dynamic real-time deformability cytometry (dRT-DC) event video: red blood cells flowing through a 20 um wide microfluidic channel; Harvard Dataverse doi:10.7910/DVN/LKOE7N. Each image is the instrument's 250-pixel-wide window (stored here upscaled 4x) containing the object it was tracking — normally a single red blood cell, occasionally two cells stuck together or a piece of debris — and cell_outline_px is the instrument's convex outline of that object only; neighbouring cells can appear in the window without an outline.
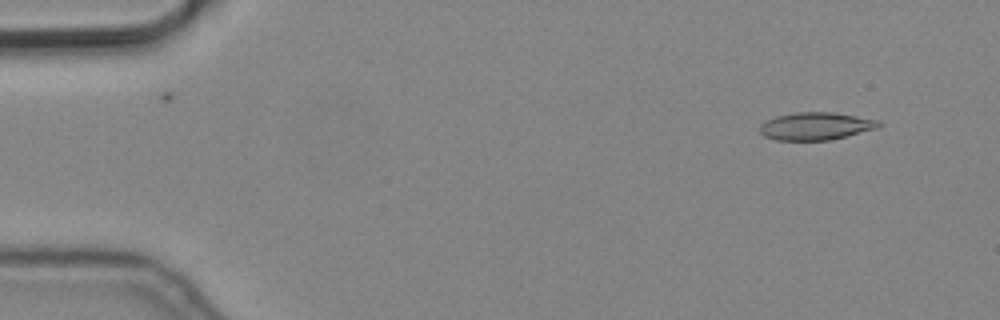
{"species": "common noctule bat (a hibernating species)", "species_latin": "Nyctalus noctula", "temperature_condition": "cold", "stored_images_in_passage": 5, "camera_frame_rate_fps": 3000, "um_per_image_px": 0.085, "animal": {"sex": "male", "body_mass_g": 19.2, "forearm_length_mm": 51.8}, "frame": {"image": 1, "passage_image": 2, "time_ms": 0.333, "image_size_px": [1000, 320], "cell_outline_px": [[880, 124], [876, 128], [828, 140], [776, 140], [764, 136], [760, 132], [760, 124], [764, 120], [776, 116], [792, 112], [832, 112], [880, 120]], "centroid_in_image_um": [69.27, 10.71], "position_along_channel_um": 15.7, "area_um2": 19.02}}
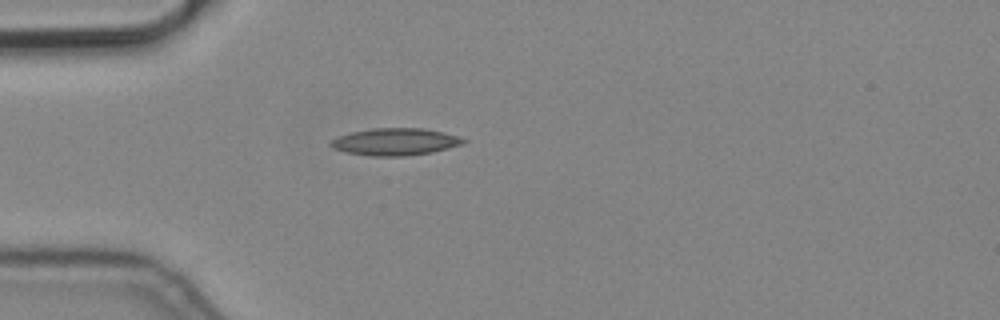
{"frame": {"image": 2, "passage_image": 5, "time_ms": 1.333, "image_size_px": [1000, 320], "cell_outline_px": [[468, 140], [460, 144], [448, 148], [432, 152], [404, 156], [372, 156], [344, 152], [332, 148], [328, 144], [332, 140], [340, 136], [352, 132], [372, 128], [424, 128], [444, 132]], "centroid_in_image_um": [33.56, 12.05], "position_along_channel_um": 51.4, "area_um2": 20.87}}